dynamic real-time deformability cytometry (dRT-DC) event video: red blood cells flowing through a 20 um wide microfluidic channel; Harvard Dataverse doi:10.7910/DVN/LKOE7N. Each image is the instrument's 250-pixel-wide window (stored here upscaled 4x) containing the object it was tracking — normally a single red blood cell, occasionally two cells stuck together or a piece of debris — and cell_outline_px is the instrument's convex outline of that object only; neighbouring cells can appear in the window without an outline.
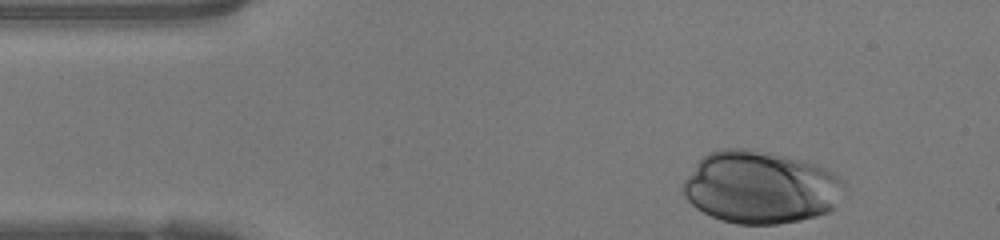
{"species": "human", "species_latin": "Homo sapiens", "temperature_condition": "warm", "stored_images_in_passage": 32, "camera_frame_rate_fps": 3000, "um_per_image_px": 0.085, "donor": {"sex": "female"}, "frame": {"image": 1, "passage_image": 1, "time_ms": 0.0, "image_size_px": [1000, 240], "cell_outline_px": [[836, 180], [832, 208], [828, 212], [816, 216], [800, 220], [776, 224], [736, 224], [720, 220], [696, 208], [684, 196], [680, 188], [684, 180], [696, 164], [708, 152], [720, 148], [748, 148], [772, 152], [808, 160], [832, 172], [836, 176]], "centroid_in_image_um": [64.49, 15.89], "position_along_channel_um": 20.5, "area_um2": 67.22}}
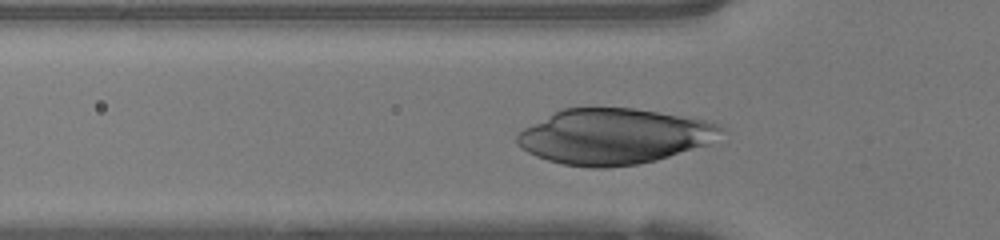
{"frame": {"image": 2, "passage_image": 10, "time_ms": 3.0, "image_size_px": [1000, 240], "cell_outline_px": [[720, 128], [708, 144], [656, 160], [640, 164], [604, 168], [592, 168], [564, 164], [548, 160], [536, 156], [520, 148], [516, 140], [516, 136], [524, 128], [564, 108], [632, 108], [704, 120], [716, 124]], "centroid_in_image_um": [52.1, 11.61], "position_along_channel_um": 73.7, "area_um2": 64.79}}
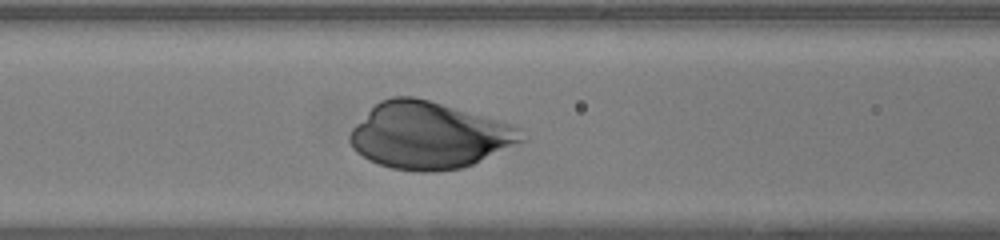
{"frame": {"image": 3, "passage_image": 14, "time_ms": 4.333, "image_size_px": [1000, 240], "cell_outline_px": [[524, 140], [472, 164], [460, 168], [432, 172], [420, 172], [392, 168], [368, 160], [356, 152], [352, 148], [348, 140], [348, 136], [352, 128], [380, 100], [392, 96], [412, 96], [428, 100], [512, 124], [520, 128]], "centroid_in_image_um": [36.41, 11.52], "position_along_channel_um": 130.2, "area_um2": 65.95}}